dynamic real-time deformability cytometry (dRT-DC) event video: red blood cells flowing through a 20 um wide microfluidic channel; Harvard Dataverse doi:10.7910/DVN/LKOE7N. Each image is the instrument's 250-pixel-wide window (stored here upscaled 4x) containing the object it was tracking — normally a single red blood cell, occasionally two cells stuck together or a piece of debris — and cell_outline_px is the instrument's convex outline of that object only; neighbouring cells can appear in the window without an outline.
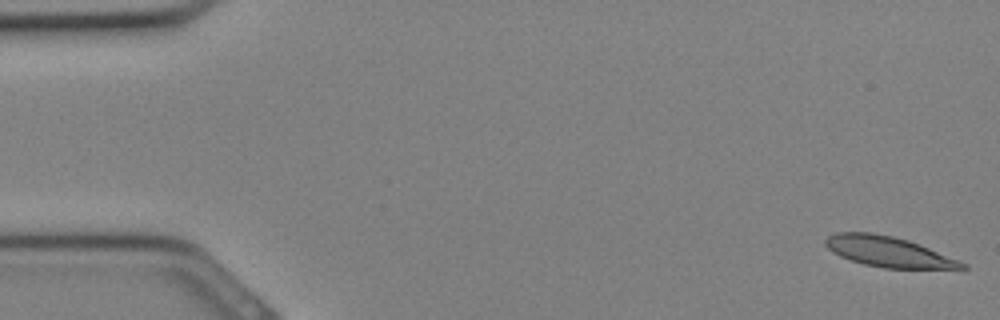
{"species": "Egyptian fruit bat (a non-hibernating species)", "species_latin": "Rousettus aegyptiacus", "temperature_condition": "cold", "stored_images_in_passage": 32, "camera_frame_rate_fps": 3000, "um_per_image_px": 0.085, "animal": {"sex": "female"}, "frame": {"image": 1, "passage_image": 1, "time_ms": 0.0, "image_size_px": [1000, 320], "cell_outline_px": [[968, 268], [964, 272], [884, 268], [864, 264], [840, 256], [832, 252], [824, 244], [824, 240], [828, 236], [836, 232], [872, 232], [892, 236], [908, 240], [920, 244], [968, 264]], "centroid_in_image_um": [75.69, 21.45], "position_along_channel_um": 9.3, "area_um2": 25.26}}
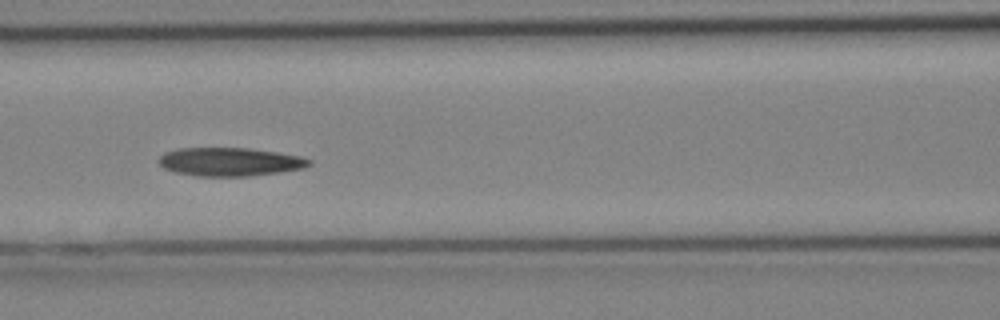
{"frame": {"image": 2, "passage_image": 14, "time_ms": 4.333, "image_size_px": [1000, 320], "cell_outline_px": [[312, 164], [304, 168], [280, 172], [248, 176], [196, 176], [176, 172], [164, 168], [160, 164], [160, 156], [164, 152], [176, 148], [248, 148], [276, 152], [300, 156], [312, 160]], "centroid_in_image_um": [19.55, 13.75], "position_along_channel_um": 147.1, "area_um2": 24.91}}
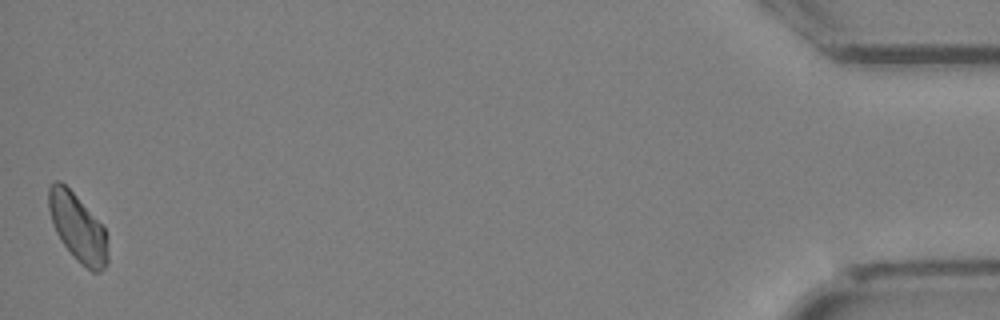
{"frame": {"image": 3, "passage_image": 32, "time_ms": 10.333, "image_size_px": [1000, 320], "cell_outline_px": [[108, 264], [100, 272], [92, 272], [64, 244], [56, 232], [48, 208], [48, 188], [56, 180], [60, 180], [76, 196], [104, 228], [108, 256]], "centroid_in_image_um": [6.6, 19.32], "position_along_channel_um": 428.6, "area_um2": 22.43}}